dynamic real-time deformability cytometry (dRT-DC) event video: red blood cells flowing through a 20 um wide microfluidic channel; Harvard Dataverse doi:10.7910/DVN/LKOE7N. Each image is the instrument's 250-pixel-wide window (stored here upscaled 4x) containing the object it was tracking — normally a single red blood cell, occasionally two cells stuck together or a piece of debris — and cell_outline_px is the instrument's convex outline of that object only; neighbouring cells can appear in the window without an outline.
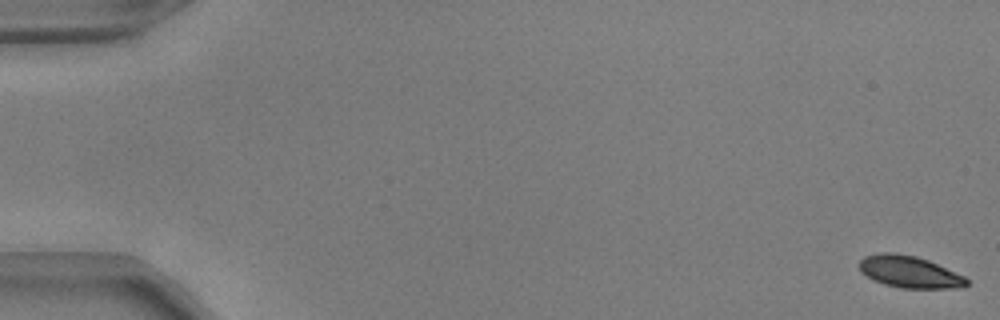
{"species": "common noctule bat (a hibernating species)", "species_latin": "Nyctalus noctula", "temperature_condition": "warm", "stored_images_in_passage": 51, "camera_frame_rate_fps": 3000, "um_per_image_px": 0.085, "animal": {"sex": "male", "body_mass_g": 17.9, "forearm_length_mm": 54.2}, "frame": {"image": 1, "passage_image": 1, "time_ms": 0.0, "image_size_px": [1000, 320], "cell_outline_px": [[968, 284], [964, 288], [900, 288], [884, 284], [872, 280], [860, 272], [860, 260], [864, 256], [880, 252], [892, 252], [916, 256], [928, 260], [964, 276], [968, 280]], "centroid_in_image_um": [77.29, 23.11], "position_along_channel_um": 7.7, "area_um2": 20.06}}
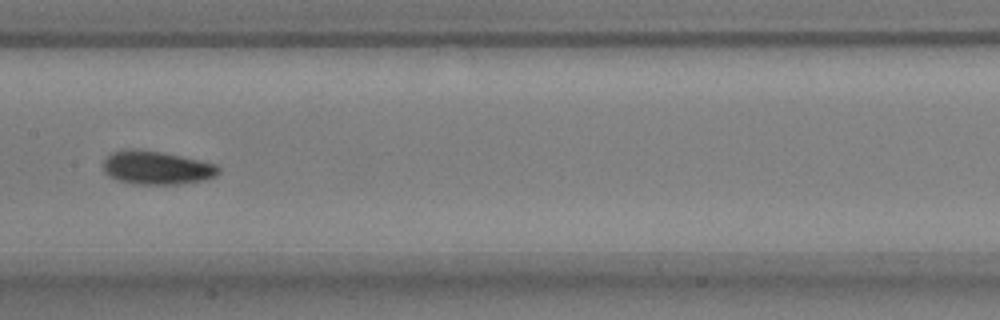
{"frame": {"image": 2, "passage_image": 28, "time_ms": 9.0, "image_size_px": [1000, 320], "cell_outline_px": [[220, 172], [216, 176], [204, 180], [180, 184], [132, 184], [108, 176], [104, 172], [104, 160], [112, 152], [124, 148], [140, 148], [164, 152], [216, 164], [220, 168]], "centroid_in_image_um": [13.31, 14.24], "position_along_channel_um": 194.1, "area_um2": 22.77}}
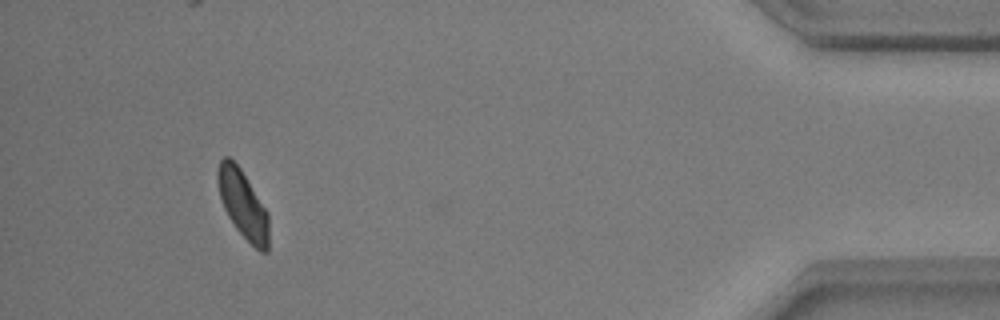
{"frame": {"image": 3, "passage_image": 50, "time_ms": 16.333, "image_size_px": [1000, 320], "cell_outline_px": [[268, 252], [260, 252], [236, 228], [228, 216], [224, 208], [220, 196], [216, 176], [216, 168], [220, 160], [224, 156], [228, 156], [240, 168], [268, 212]], "centroid_in_image_um": [20.63, 17.34], "position_along_channel_um": 414.6, "area_um2": 20.06}, "authors_computed_cell_mechanics": {"area_um2": 21.1548, "velocity_mm_per_s": 3.8243, "shape_relaxation_time_tau1_ms": 2.7387, "shape_relaxation_time_tau2_ms": 2.8412, "deformation_change_tau1": 0.1109, "deformation_change_tau2": 0.07}}